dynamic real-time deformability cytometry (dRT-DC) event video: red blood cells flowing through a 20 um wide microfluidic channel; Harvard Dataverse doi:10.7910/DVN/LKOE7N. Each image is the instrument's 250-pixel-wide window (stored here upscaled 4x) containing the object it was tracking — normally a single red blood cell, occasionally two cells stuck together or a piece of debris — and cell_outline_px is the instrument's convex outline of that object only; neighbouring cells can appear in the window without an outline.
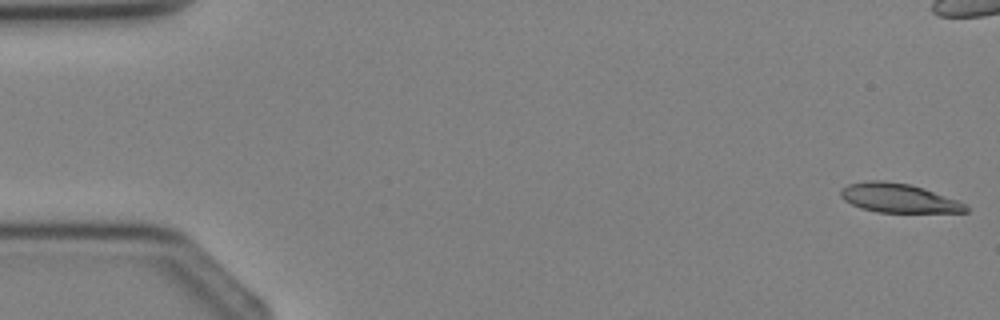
{"species": "Egyptian fruit bat (a non-hibernating species)", "species_latin": "Rousettus aegyptiacus", "temperature_condition": "cold", "stored_images_in_passage": 3, "camera_frame_rate_fps": 3000, "um_per_image_px": 0.085, "animal": {"sex": "female"}, "frame": {"image": 1, "passage_image": 1, "time_ms": 0.0, "image_size_px": [1000, 320], "cell_outline_px": [[968, 212], [876, 212], [860, 208], [844, 200], [840, 196], [840, 188], [848, 184], [868, 180], [884, 180], [908, 184], [924, 188], [956, 200], [964, 204], [968, 208]], "centroid_in_image_um": [76.31, 16.83], "position_along_channel_um": 8.7, "area_um2": 21.1}}